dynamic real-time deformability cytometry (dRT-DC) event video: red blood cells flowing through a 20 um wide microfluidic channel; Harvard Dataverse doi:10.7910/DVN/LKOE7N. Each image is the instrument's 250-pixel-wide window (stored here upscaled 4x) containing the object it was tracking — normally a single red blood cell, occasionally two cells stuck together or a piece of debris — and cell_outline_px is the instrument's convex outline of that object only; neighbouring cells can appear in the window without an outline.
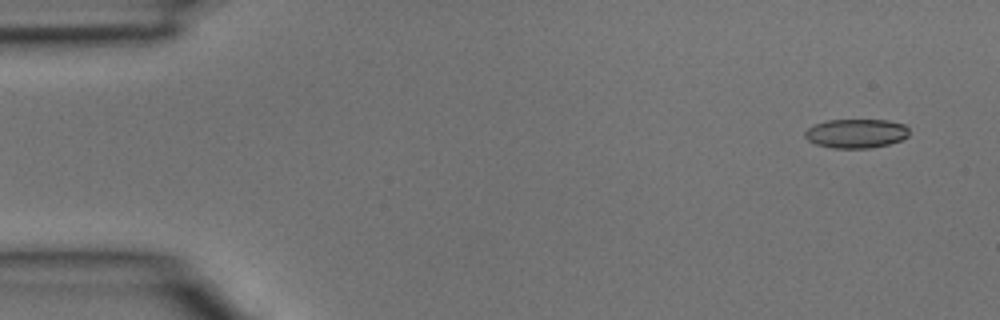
{"species": "common noctule bat (a hibernating species)", "species_latin": "Nyctalus noctula", "temperature_condition": "room temperature", "stored_images_in_passage": 4, "camera_frame_rate_fps": 3000, "um_per_image_px": 0.085, "animal": {"sex": "male", "body_mass_g": 15.6}, "frame": {"image": 1, "passage_image": 1, "time_ms": 0.0, "image_size_px": [1000, 320], "cell_outline_px": [[908, 136], [900, 140], [888, 144], [868, 148], [832, 148], [816, 144], [808, 140], [804, 136], [804, 132], [808, 128], [816, 124], [828, 120], [888, 120], [904, 124], [908, 128]], "centroid_in_image_um": [72.76, 11.34], "position_along_channel_um": 12.2, "area_um2": 17.57}}
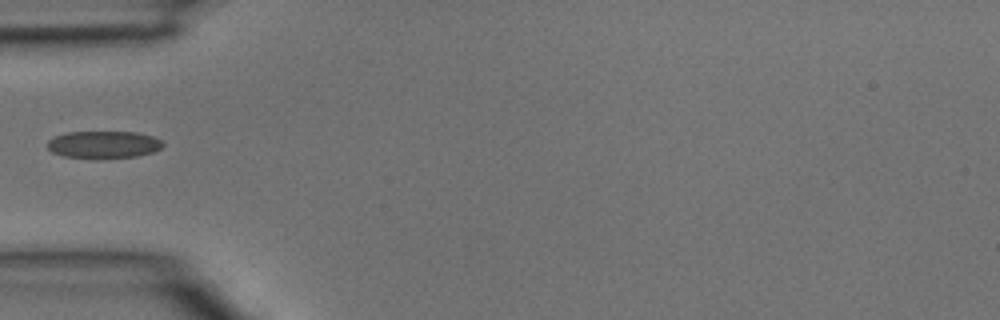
{"frame": {"image": 2, "passage_image": 4, "time_ms": 1.0, "image_size_px": [1000, 320], "cell_outline_px": [[164, 144], [160, 148], [152, 152], [136, 156], [64, 156], [52, 152], [48, 148], [48, 140], [64, 132], [136, 132], [152, 136], [160, 140]], "centroid_in_image_um": [8.8, 12.24], "position_along_channel_um": 76.2, "area_um2": 17.57}}